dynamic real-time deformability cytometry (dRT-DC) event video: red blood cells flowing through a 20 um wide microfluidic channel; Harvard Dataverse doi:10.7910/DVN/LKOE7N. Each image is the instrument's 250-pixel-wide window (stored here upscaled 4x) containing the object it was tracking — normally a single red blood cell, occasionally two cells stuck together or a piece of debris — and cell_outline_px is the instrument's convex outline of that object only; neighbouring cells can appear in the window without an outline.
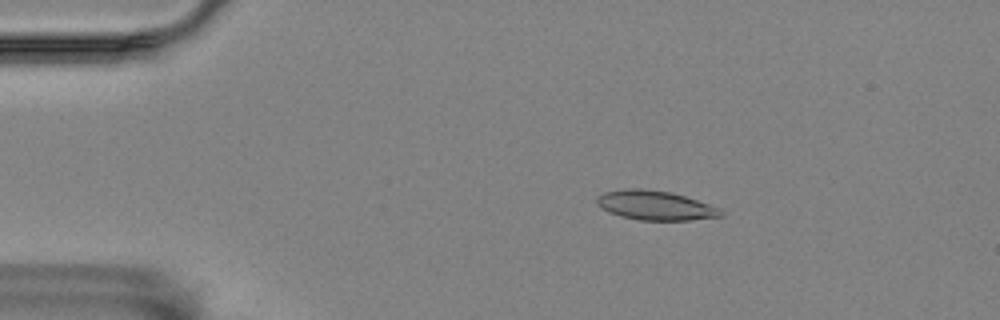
{"species": "Egyptian fruit bat (a non-hibernating species)", "species_latin": "Rousettus aegyptiacus", "temperature_condition": "room temperature", "stored_images_in_passage": 57, "camera_frame_rate_fps": 3000, "um_per_image_px": 0.085, "animal": {"sex": "female"}, "frame": {"image": 1, "passage_image": 10, "time_ms": 3.0, "image_size_px": [1000, 320], "cell_outline_px": [[724, 216], [688, 220], [640, 220], [620, 216], [604, 208], [596, 200], [596, 196], [604, 192], [628, 188], [640, 188], [668, 192], [684, 196], [720, 208], [724, 212]], "centroid_in_image_um": [55.73, 17.46], "position_along_channel_um": 29.3, "area_um2": 20.87}}
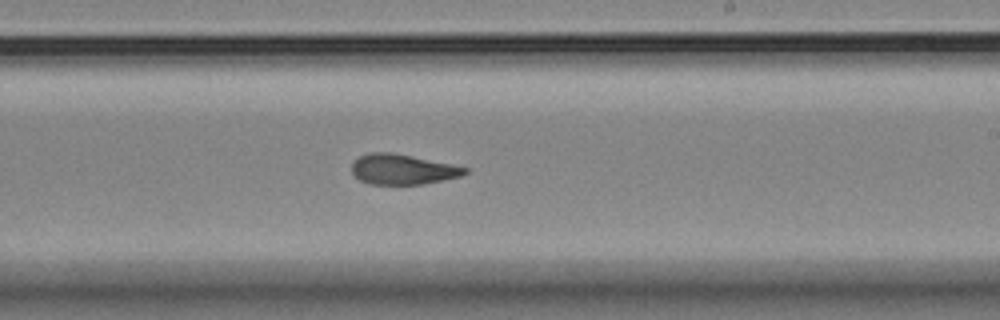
{"frame": {"image": 2, "passage_image": 34, "time_ms": 11.0, "image_size_px": [1000, 320], "cell_outline_px": [[468, 172], [460, 176], [424, 184], [372, 184], [360, 180], [352, 172], [352, 164], [360, 156], [372, 152], [392, 152], [412, 156], [468, 168]], "centroid_in_image_um": [34.21, 14.39], "position_along_channel_um": 254.8, "area_um2": 19.59}}
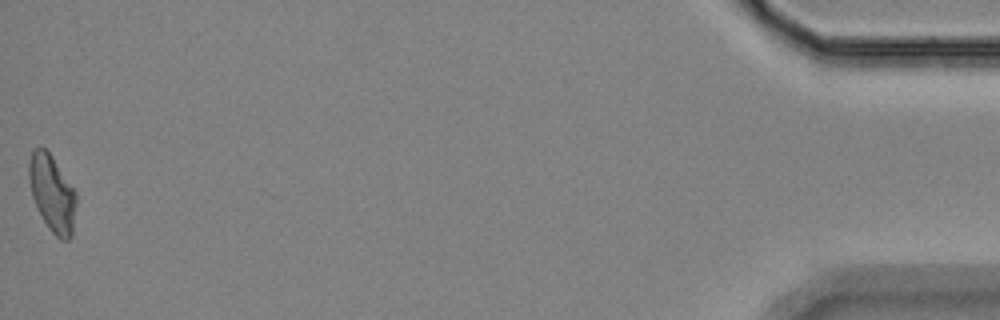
{"frame": {"image": 3, "passage_image": 57, "time_ms": 18.667, "image_size_px": [1000, 320], "cell_outline_px": [[76, 204], [72, 236], [68, 240], [60, 240], [48, 228], [32, 196], [28, 176], [28, 164], [32, 152], [36, 148], [44, 148], [52, 156], [76, 192]], "centroid_in_image_um": [4.44, 16.46], "position_along_channel_um": 430.8, "area_um2": 20.87}, "authors_computed_cell_mechanics": {"area_um2": 20.6346, "velocity_mm_per_s": 3.488, "shape_relaxation_time_tau1_ms": 10.1271, "shape_relaxation_time_tau2_ms": 2.3606, "deformation_change_tau1": 0.2209, "deformation_change_tau2": 0.0904}}